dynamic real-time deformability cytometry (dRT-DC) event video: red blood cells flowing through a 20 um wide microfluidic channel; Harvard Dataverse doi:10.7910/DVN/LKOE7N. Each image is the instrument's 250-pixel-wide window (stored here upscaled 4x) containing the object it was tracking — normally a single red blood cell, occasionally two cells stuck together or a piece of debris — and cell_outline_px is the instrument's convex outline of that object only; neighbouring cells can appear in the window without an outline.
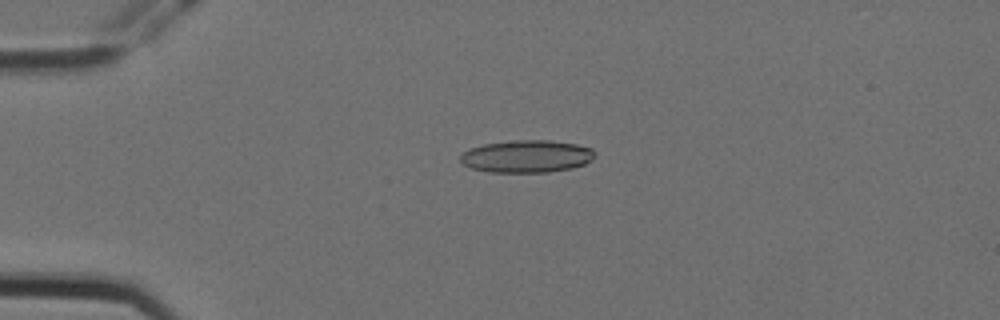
{"species": "Egyptian fruit bat (a non-hibernating species)", "species_latin": "Rousettus aegyptiacus", "temperature_condition": "cold", "stored_images_in_passage": 7, "camera_frame_rate_fps": 3000, "um_per_image_px": 0.085, "animal": {"sex": "female"}, "frame": {"image": 1, "passage_image": 4, "time_ms": 1.0, "image_size_px": [1000, 320], "cell_outline_px": [[596, 156], [592, 160], [584, 164], [572, 168], [548, 172], [488, 172], [472, 168], [464, 164], [460, 160], [460, 156], [464, 152], [472, 148], [484, 144], [512, 140], [548, 140], [576, 144], [592, 148], [596, 152]], "centroid_in_image_um": [44.81, 13.29], "position_along_channel_um": 40.2, "area_um2": 25.43}}
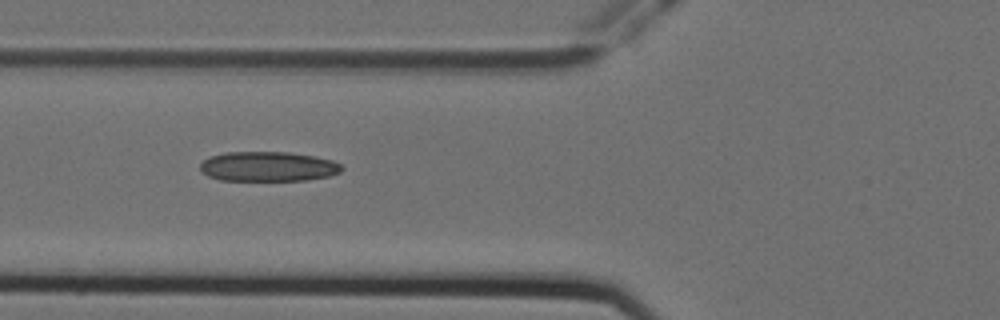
{"frame": {"image": 2, "passage_image": 6, "time_ms": 1.667, "image_size_px": [1000, 320], "cell_outline_px": [[344, 168], [340, 172], [328, 176], [308, 180], [220, 180], [208, 176], [200, 168], [200, 164], [204, 160], [212, 156], [224, 152], [288, 152], [312, 156], [332, 160], [340, 164]], "centroid_in_image_um": [22.79, 14.15], "position_along_channel_um": 103.0, "area_um2": 24.39}}
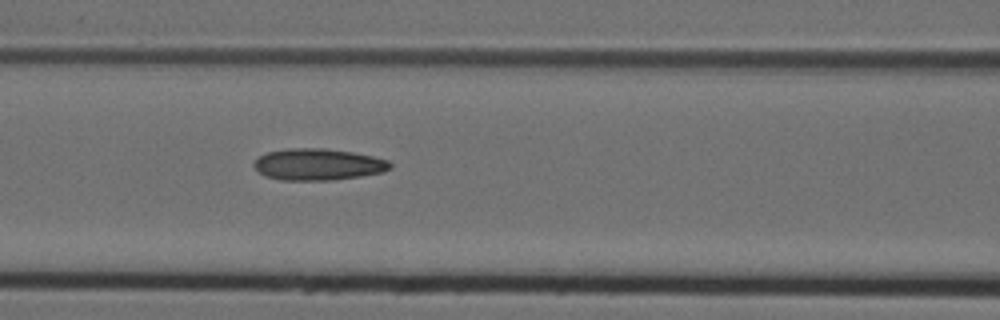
{"frame": {"image": 3, "passage_image": 7, "time_ms": 2.0, "image_size_px": [1000, 320], "cell_outline_px": [[392, 168], [384, 172], [360, 176], [332, 180], [280, 180], [264, 176], [252, 164], [260, 156], [268, 152], [288, 148], [320, 148], [352, 152], [372, 156], [388, 160], [392, 164]], "centroid_in_image_um": [27.05, 13.98], "position_along_channel_um": 139.6, "area_um2": 25.03}}